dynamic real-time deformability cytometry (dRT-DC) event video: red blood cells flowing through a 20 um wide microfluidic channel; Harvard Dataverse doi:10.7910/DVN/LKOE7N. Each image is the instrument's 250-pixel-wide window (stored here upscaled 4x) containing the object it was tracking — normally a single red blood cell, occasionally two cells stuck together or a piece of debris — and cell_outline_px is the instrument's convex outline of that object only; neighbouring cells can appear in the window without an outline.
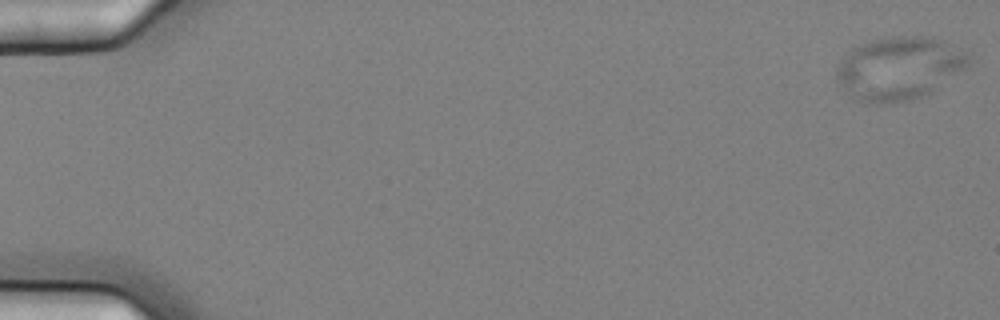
{"species": "common noctule bat (a hibernating species)", "species_latin": "Nyctalus noctula", "temperature_condition": "cold", "stored_images_in_passage": 6, "camera_frame_rate_fps": 3000, "um_per_image_px": 0.085, "animal": {"sex": "female", "body_mass_g": 25.1}, "frame": {"image": 1, "passage_image": 1, "time_ms": 0.0, "image_size_px": [1000, 320], "cell_outline_px": [[972, 56], [968, 64], [964, 68], [928, 92], [912, 100], [876, 104], [868, 104], [852, 100], [836, 80], [836, 68], [840, 60], [852, 48], [872, 40], [888, 36], [932, 36], [944, 40], [968, 52]], "centroid_in_image_um": [76.37, 5.79], "position_along_channel_um": 8.6, "area_um2": 48.73}}
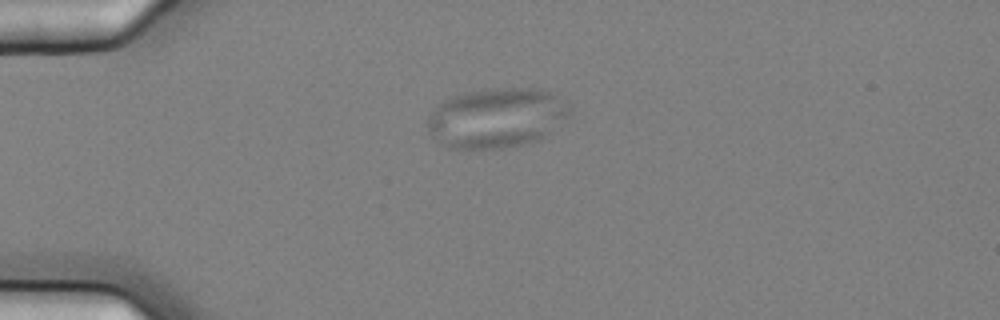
{"frame": {"image": 2, "passage_image": 5, "time_ms": 1.333, "image_size_px": [1000, 320], "cell_outline_px": [[572, 116], [540, 140], [500, 148], [468, 152], [448, 148], [440, 144], [428, 132], [428, 116], [444, 100], [452, 96], [464, 92], [484, 88], [536, 88], [552, 92], [568, 100]], "centroid_in_image_um": [42.24, 10.04], "position_along_channel_um": 42.8, "area_um2": 50.98}}